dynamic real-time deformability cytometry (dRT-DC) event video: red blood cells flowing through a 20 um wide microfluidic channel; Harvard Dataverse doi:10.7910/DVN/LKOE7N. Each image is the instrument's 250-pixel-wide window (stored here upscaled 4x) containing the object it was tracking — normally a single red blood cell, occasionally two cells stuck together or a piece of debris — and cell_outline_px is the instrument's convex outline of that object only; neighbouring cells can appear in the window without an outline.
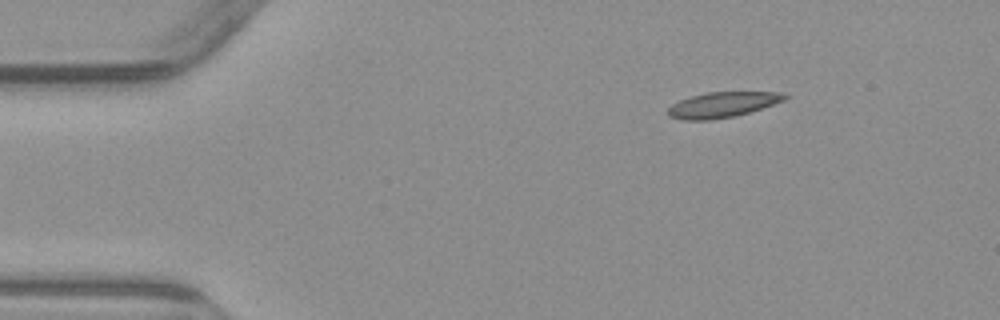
{"species": "common noctule bat (a hibernating species)", "species_latin": "Nyctalus noctula", "temperature_condition": "warm", "stored_images_in_passage": 3, "camera_frame_rate_fps": 3000, "um_per_image_px": 0.085, "animal": {"sex": "male", "body_mass_g": 23.1, "forearm_length_mm": 52.7}, "frame": {"image": 1, "passage_image": 1, "time_ms": 0.0, "image_size_px": [1000, 320], "cell_outline_px": [[788, 96], [784, 100], [748, 112], [732, 116], [708, 120], [684, 120], [668, 116], [668, 108], [672, 104], [688, 96], [704, 92], [780, 92]], "centroid_in_image_um": [61.34, 8.89], "position_along_channel_um": 23.7, "area_um2": 17.05}}